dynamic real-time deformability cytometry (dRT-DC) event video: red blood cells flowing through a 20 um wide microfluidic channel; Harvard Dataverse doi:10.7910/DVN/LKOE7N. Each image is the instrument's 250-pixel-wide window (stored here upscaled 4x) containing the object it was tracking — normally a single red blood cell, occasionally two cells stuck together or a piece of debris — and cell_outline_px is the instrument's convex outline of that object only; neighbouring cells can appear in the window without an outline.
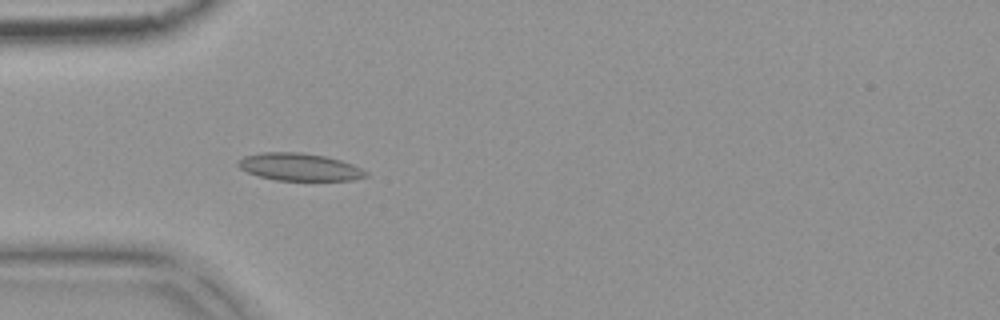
{"species": "common noctule bat (a hibernating species)", "species_latin": "Nyctalus noctula", "temperature_condition": "warm", "stored_images_in_passage": 7, "camera_frame_rate_fps": 3000, "um_per_image_px": 0.085, "animal": {"sex": "female", "body_mass_g": 18.4}, "frame": {"image": 1, "passage_image": 3, "time_ms": 0.667, "image_size_px": [1000, 320], "cell_outline_px": [[368, 176], [352, 180], [276, 180], [260, 176], [248, 172], [240, 168], [236, 164], [236, 160], [244, 156], [264, 152], [300, 152], [324, 156], [340, 160], [352, 164], [368, 172]], "centroid_in_image_um": [25.43, 14.19], "position_along_channel_um": 59.6, "area_um2": 20.35}}
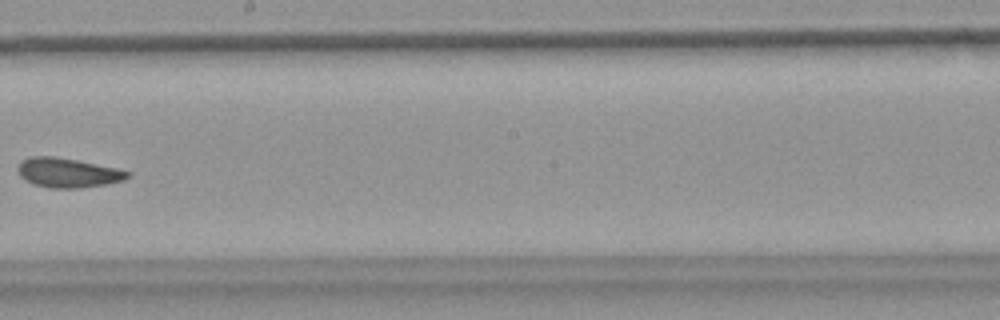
{"frame": {"image": 2, "passage_image": 7, "time_ms": 2.0, "image_size_px": [1000, 320], "cell_outline_px": [[132, 176], [124, 180], [104, 184], [80, 188], [48, 188], [32, 184], [24, 180], [16, 172], [16, 168], [20, 160], [32, 156], [52, 156], [76, 160], [116, 168], [132, 172]], "centroid_in_image_um": [5.72, 14.68], "position_along_channel_um": 242.5, "area_um2": 19.07}}